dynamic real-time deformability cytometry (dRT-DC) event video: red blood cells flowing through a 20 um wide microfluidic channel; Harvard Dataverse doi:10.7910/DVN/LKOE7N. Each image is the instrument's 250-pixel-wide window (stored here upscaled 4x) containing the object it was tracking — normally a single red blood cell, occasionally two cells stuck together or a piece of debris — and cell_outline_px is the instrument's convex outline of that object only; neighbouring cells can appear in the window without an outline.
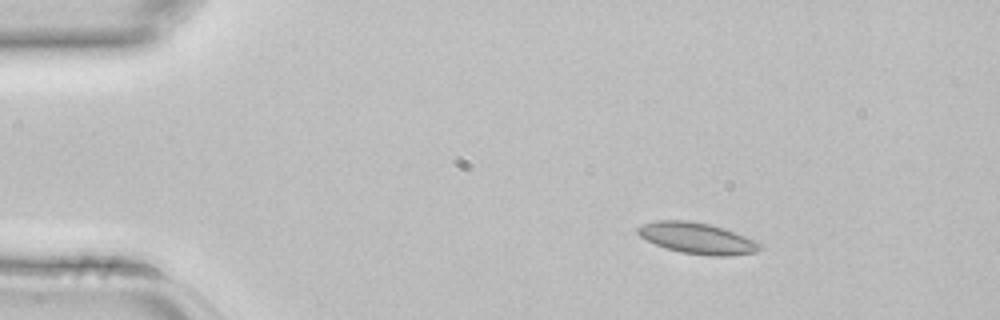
{"species": "common noctule bat (a hibernating species)", "species_latin": "Nyctalus noctula", "temperature_condition": "room temperature", "stored_images_in_passage": 2, "camera_frame_rate_fps": 3000, "um_per_image_px": 0.085, "animal": {"sex": "female", "body_mass_g": 22.7, "forearm_length_mm": 54.2}, "frame": {"image": 1, "passage_image": 1, "time_ms": 0.0, "image_size_px": [1000, 320], "cell_outline_px": [[764, 248], [756, 252], [728, 256], [708, 256], [680, 252], [656, 244], [640, 236], [636, 232], [636, 228], [644, 224], [656, 220], [688, 220], [708, 224], [724, 228], [756, 240], [764, 244]], "centroid_in_image_um": [59.32, 20.25], "position_along_channel_um": 25.7, "area_um2": 22.25}}